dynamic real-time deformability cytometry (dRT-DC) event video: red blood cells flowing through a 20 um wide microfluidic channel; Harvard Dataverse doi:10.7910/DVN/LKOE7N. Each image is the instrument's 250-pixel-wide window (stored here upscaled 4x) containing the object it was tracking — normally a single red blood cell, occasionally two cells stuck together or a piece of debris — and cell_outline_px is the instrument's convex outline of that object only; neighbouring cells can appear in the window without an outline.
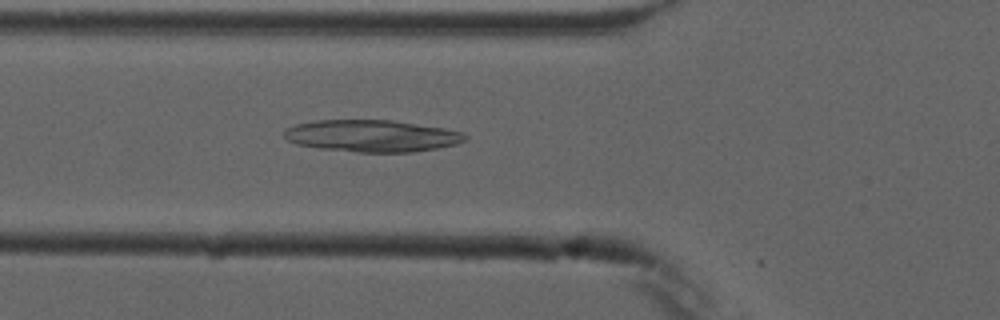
{"species": "common noctule bat (a hibernating species)", "species_latin": "Nyctalus noctula", "temperature_condition": "cold", "stored_images_in_passage": 4, "camera_frame_rate_fps": 3000, "um_per_image_px": 0.085, "animal": {"sex": "male", "forearm_length_mm": 52.5}, "frame": {"image": 1, "passage_image": 4, "time_ms": 4.333, "image_size_px": [1000, 320], "cell_outline_px": [[468, 140], [456, 144], [436, 148], [412, 152], [356, 152], [320, 148], [296, 144], [288, 140], [284, 136], [284, 132], [288, 128], [296, 124], [316, 120], [392, 120], [444, 128], [464, 132], [468, 136]], "centroid_in_image_um": [31.65, 11.55], "position_along_channel_um": 94.2, "area_um2": 33.64}}